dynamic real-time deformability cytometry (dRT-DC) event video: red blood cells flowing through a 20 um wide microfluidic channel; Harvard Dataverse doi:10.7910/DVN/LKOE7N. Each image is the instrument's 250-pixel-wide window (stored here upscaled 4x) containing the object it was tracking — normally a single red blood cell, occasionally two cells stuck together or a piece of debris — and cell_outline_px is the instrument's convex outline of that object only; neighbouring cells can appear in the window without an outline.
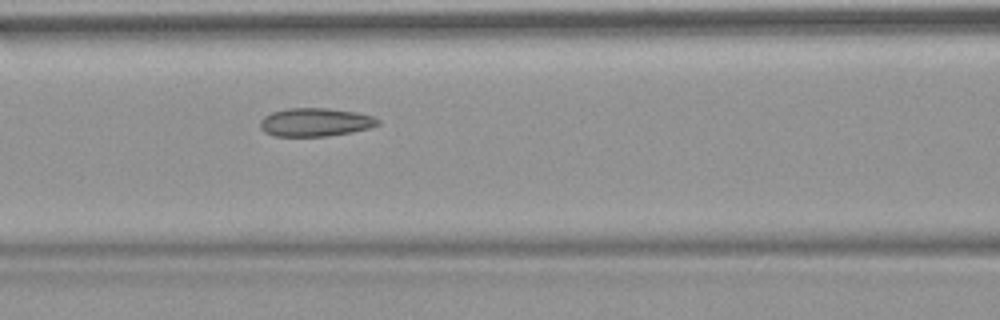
{"species": "common noctule bat (a hibernating species)", "species_latin": "Nyctalus noctula", "temperature_condition": "warm", "stored_images_in_passage": 53, "camera_frame_rate_fps": 3000, "um_per_image_px": 0.085, "animal": {"sex": "female", "body_mass_g": 18.4}, "frame": {"image": 1, "passage_image": 23, "time_ms": 7.333, "image_size_px": [1000, 320], "cell_outline_px": [[380, 124], [368, 128], [352, 132], [328, 136], [272, 136], [264, 132], [260, 128], [260, 120], [264, 116], [272, 112], [288, 108], [328, 108], [356, 112], [372, 116], [380, 120]], "centroid_in_image_um": [26.78, 10.39], "position_along_channel_um": 139.8, "area_um2": 19.54}, "authors_computed_cell_mechanics": {"area_um2": 20.1722, "velocity_mm_per_s": 3.8159, "shape_relaxation_time_tau1_ms": null, "shape_relaxation_time_tau2_ms": 2.8298, "deformation_change_tau1": null, "deformation_change_tau2": 0.0661}}